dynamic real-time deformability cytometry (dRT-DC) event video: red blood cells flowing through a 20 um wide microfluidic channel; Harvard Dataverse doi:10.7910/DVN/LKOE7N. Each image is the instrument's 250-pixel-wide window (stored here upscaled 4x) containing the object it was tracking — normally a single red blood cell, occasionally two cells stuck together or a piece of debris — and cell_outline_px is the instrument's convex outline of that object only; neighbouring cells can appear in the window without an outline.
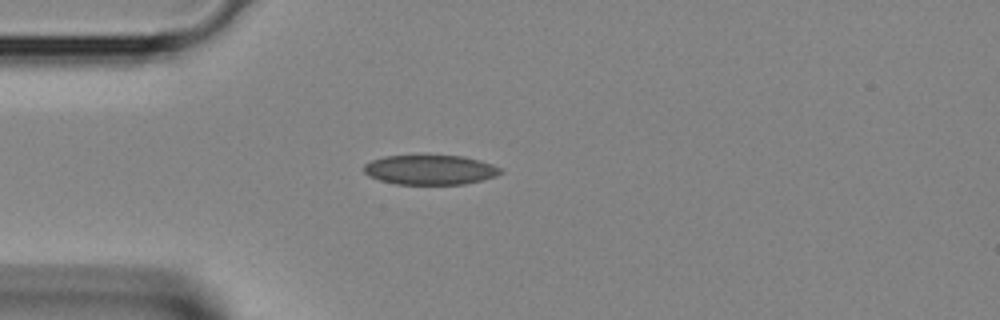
{"species": "Egyptian fruit bat (a non-hibernating species)", "species_latin": "Rousettus aegyptiacus", "temperature_condition": "room temperature", "stored_images_in_passage": 24, "camera_frame_rate_fps": 3000, "um_per_image_px": 0.085, "animal": {"sex": "female"}, "frame": {"image": 1, "passage_image": 1, "time_ms": 0.0, "image_size_px": [1000, 320], "cell_outline_px": [[504, 172], [496, 176], [464, 184], [396, 184], [380, 180], [368, 176], [364, 172], [364, 164], [372, 160], [384, 156], [464, 156], [480, 160], [492, 164], [500, 168]], "centroid_in_image_um": [36.56, 14.43], "position_along_channel_um": 48.4, "area_um2": 23.52}}
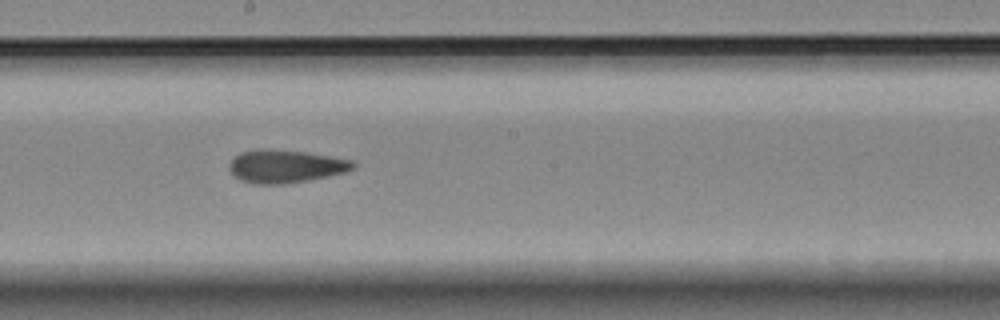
{"frame": {"image": 2, "passage_image": 12, "time_ms": 3.667, "image_size_px": [1000, 320], "cell_outline_px": [[356, 168], [344, 172], [328, 176], [308, 180], [284, 184], [252, 184], [240, 180], [232, 176], [228, 168], [228, 164], [240, 152], [256, 148], [268, 148], [304, 152], [352, 160], [356, 164]], "centroid_in_image_um": [24.21, 14.13], "position_along_channel_um": 224.0, "area_um2": 24.04}}
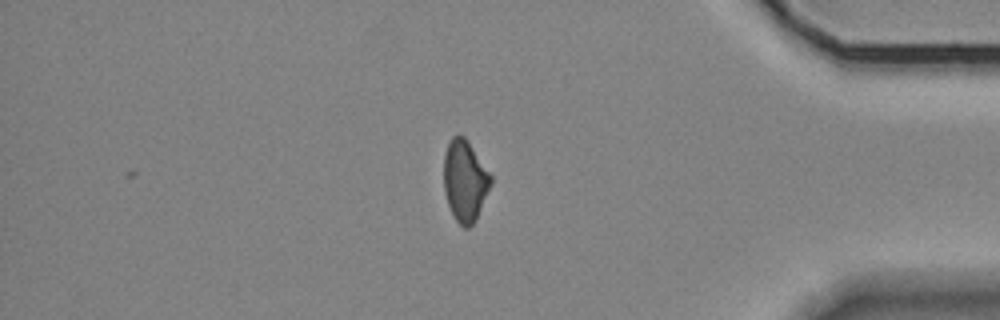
{"frame": {"image": 3, "passage_image": 24, "time_ms": 7.667, "image_size_px": [1000, 320], "cell_outline_px": [[492, 184], [476, 220], [468, 228], [464, 228], [456, 220], [448, 204], [444, 192], [444, 152], [452, 136], [464, 136], [492, 176]], "centroid_in_image_um": [39.52, 15.38], "position_along_channel_um": 395.7, "area_um2": 22.14}}